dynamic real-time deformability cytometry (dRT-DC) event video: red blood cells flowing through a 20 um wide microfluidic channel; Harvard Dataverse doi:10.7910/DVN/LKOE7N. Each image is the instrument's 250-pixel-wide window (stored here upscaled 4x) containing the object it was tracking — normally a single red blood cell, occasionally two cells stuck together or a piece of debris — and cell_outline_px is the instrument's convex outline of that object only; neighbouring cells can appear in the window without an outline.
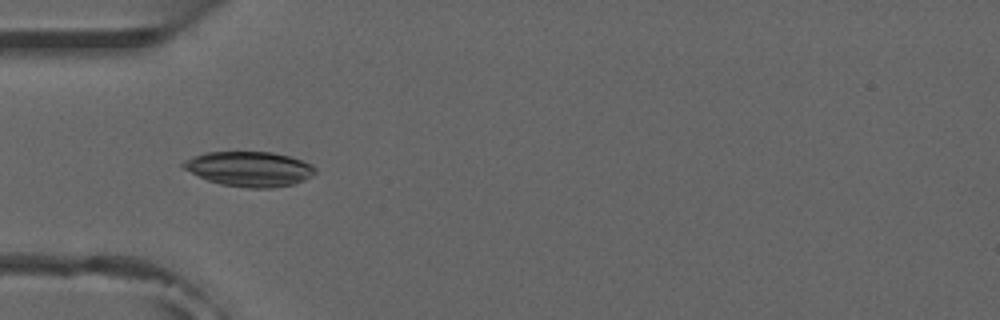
{"species": "common noctule bat (a hibernating species)", "species_latin": "Nyctalus noctula", "temperature_condition": "room temperature", "stored_images_in_passage": 22, "camera_frame_rate_fps": 3000, "um_per_image_px": 0.085, "animal": {"sex": "male", "forearm_length_mm": 52.5}, "frame": {"image": 1, "passage_image": 4, "time_ms": 1.0, "image_size_px": [1000, 320], "cell_outline_px": [[316, 172], [312, 176], [304, 180], [292, 184], [272, 188], [248, 188], [220, 184], [208, 180], [184, 168], [180, 164], [184, 160], [192, 156], [204, 152], [272, 152], [288, 156], [312, 164], [316, 168]], "centroid_in_image_um": [21.2, 14.35], "position_along_channel_um": 63.8, "area_um2": 26.76}}
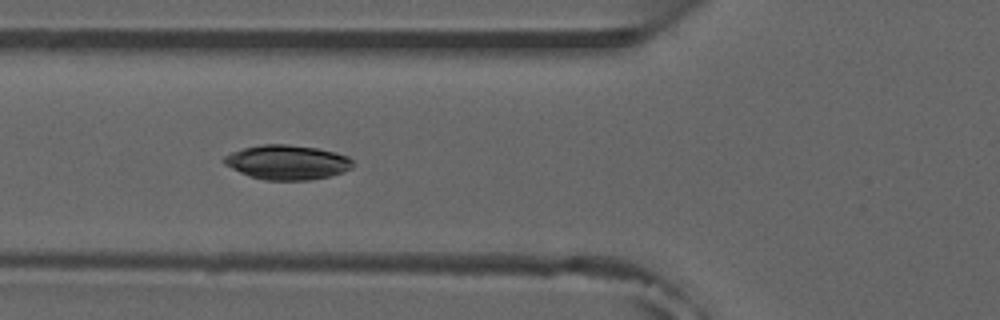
{"frame": {"image": 2, "passage_image": 7, "time_ms": 2.0, "image_size_px": [1000, 320], "cell_outline_px": [[352, 168], [344, 172], [328, 176], [308, 180], [264, 180], [248, 176], [224, 164], [220, 160], [224, 156], [232, 152], [244, 148], [260, 144], [288, 144], [316, 148], [336, 152], [348, 156], [352, 160]], "centroid_in_image_um": [24.39, 13.79], "position_along_channel_um": 101.4, "area_um2": 26.01}}
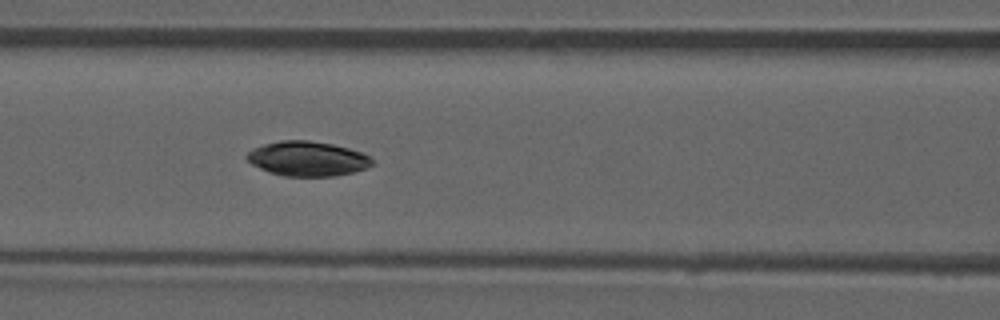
{"frame": {"image": 3, "passage_image": 10, "time_ms": 3.0, "image_size_px": [1000, 320], "cell_outline_px": [[372, 164], [368, 168], [336, 176], [284, 176], [268, 172], [252, 164], [244, 156], [252, 148], [264, 144], [280, 140], [308, 140], [332, 144], [348, 148], [360, 152], [368, 156], [372, 160]], "centroid_in_image_um": [26.1, 13.49], "position_along_channel_um": 140.5, "area_um2": 25.32}}